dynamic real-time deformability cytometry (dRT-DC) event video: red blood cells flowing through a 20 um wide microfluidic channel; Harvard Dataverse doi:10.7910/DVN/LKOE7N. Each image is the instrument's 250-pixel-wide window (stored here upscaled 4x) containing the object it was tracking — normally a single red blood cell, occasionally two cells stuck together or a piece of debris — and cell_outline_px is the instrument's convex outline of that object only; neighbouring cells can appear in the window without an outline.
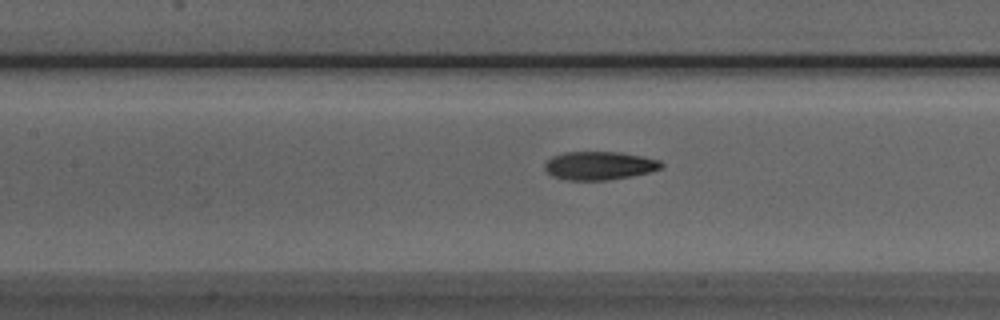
{"species": "Egyptian fruit bat (a non-hibernating species)", "species_latin": "Rousettus aegyptiacus", "temperature_condition": "room temperature", "stored_images_in_passage": 39, "camera_frame_rate_fps": 3000, "um_per_image_px": 0.085, "animal": {"sex": "male"}, "frame": {"image": 1, "passage_image": 22, "time_ms": 7.0, "image_size_px": [1000, 320], "cell_outline_px": [[664, 164], [660, 168], [648, 172], [632, 176], [608, 180], [568, 180], [552, 176], [544, 168], [544, 164], [552, 156], [564, 152], [620, 152], [644, 156], [660, 160]], "centroid_in_image_um": [50.94, 14.07], "position_along_channel_um": 156.5, "area_um2": 19.31}}
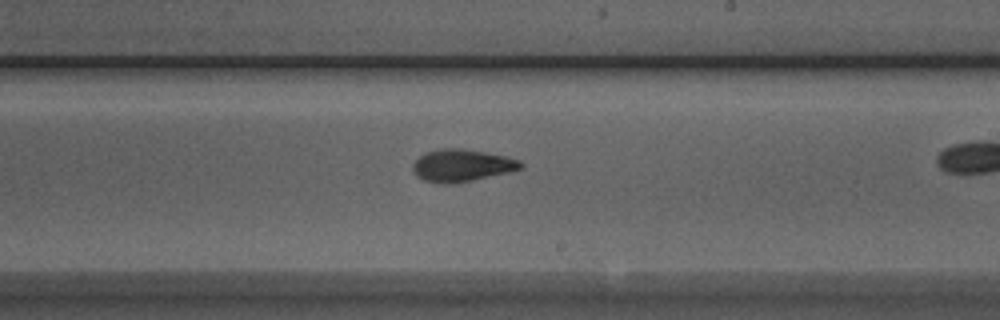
{"frame": {"image": 2, "passage_image": 29, "time_ms": 9.333, "image_size_px": [1000, 320], "cell_outline_px": [[524, 164], [520, 168], [508, 172], [472, 180], [448, 184], [444, 184], [424, 180], [416, 176], [412, 168], [412, 164], [420, 156], [428, 152], [440, 148], [460, 148], [484, 152], [504, 156], [520, 160]], "centroid_in_image_um": [39.23, 14.06], "position_along_channel_um": 249.8, "area_um2": 20.0}}
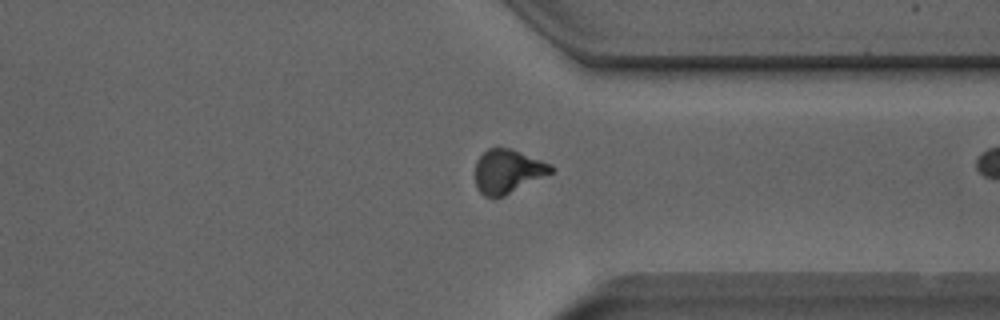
{"frame": {"image": 3, "passage_image": 38, "time_ms": 12.333, "image_size_px": [1000, 320], "cell_outline_px": [[556, 168], [552, 172], [504, 196], [484, 196], [476, 188], [476, 160], [488, 148], [508, 148], [552, 164]], "centroid_in_image_um": [43.15, 14.56], "position_along_channel_um": 368.2, "area_um2": 19.02}}